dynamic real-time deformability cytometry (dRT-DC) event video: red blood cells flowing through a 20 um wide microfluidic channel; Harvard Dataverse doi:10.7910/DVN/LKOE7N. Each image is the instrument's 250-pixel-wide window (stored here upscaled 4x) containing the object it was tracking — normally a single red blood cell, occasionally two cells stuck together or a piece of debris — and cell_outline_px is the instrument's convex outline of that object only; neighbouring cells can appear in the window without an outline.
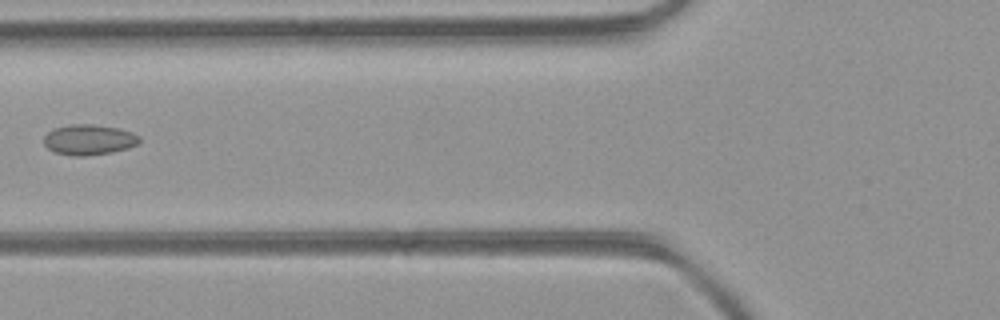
{"species": "common noctule bat (a hibernating species)", "species_latin": "Nyctalus noctula", "temperature_condition": "room temperature", "stored_images_in_passage": 5, "camera_frame_rate_fps": 3000, "um_per_image_px": 0.085, "animal": {"sex": "female", "body_mass_g": 21.9}, "frame": {"image": 1, "passage_image": 5, "time_ms": 1.333, "image_size_px": [1000, 320], "cell_outline_px": [[140, 140], [136, 144], [128, 148], [112, 152], [84, 156], [72, 156], [56, 152], [48, 148], [44, 144], [44, 136], [48, 132], [56, 128], [68, 124], [92, 124], [120, 128], [132, 132], [140, 136]], "centroid_in_image_um": [7.57, 11.87], "position_along_channel_um": 118.2, "area_um2": 16.94}}